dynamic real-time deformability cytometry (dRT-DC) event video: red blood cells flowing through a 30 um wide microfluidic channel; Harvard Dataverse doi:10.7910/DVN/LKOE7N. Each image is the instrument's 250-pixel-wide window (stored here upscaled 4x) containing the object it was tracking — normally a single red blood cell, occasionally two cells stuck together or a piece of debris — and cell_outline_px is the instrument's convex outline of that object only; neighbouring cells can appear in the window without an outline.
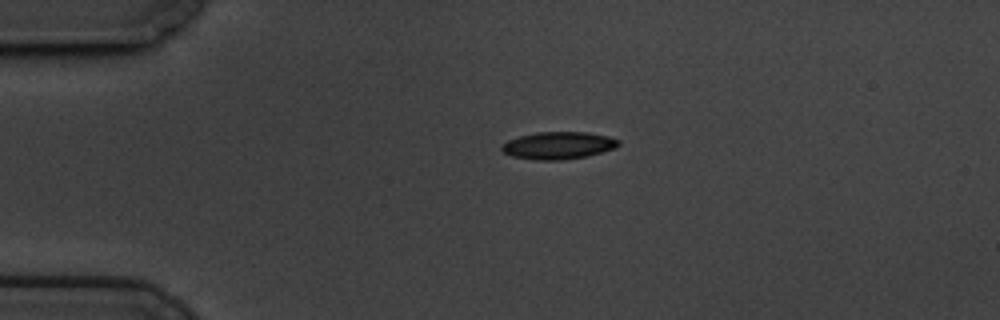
{"species": "common noctule bat (a hibernating species)", "species_latin": "Nyctalus noctula", "temperature_condition": "cold", "stored_images_in_passage": 47, "camera_frame_rate_fps": 3000, "um_per_image_px": 0.085, "animal": {"sex": "male", "body_mass_g": 19.5, "forearm_length_mm": 54.6}, "frame": {"image": 1, "passage_image": 1, "time_ms": 0.0, "image_size_px": [1000, 320], "cell_outline_px": [[620, 144], [612, 148], [588, 156], [560, 160], [536, 160], [512, 156], [504, 152], [500, 148], [508, 140], [520, 136], [536, 132], [588, 132], [608, 136], [620, 140]], "centroid_in_image_um": [47.46, 12.36], "position_along_channel_um": 37.5, "area_um2": 18.44}}
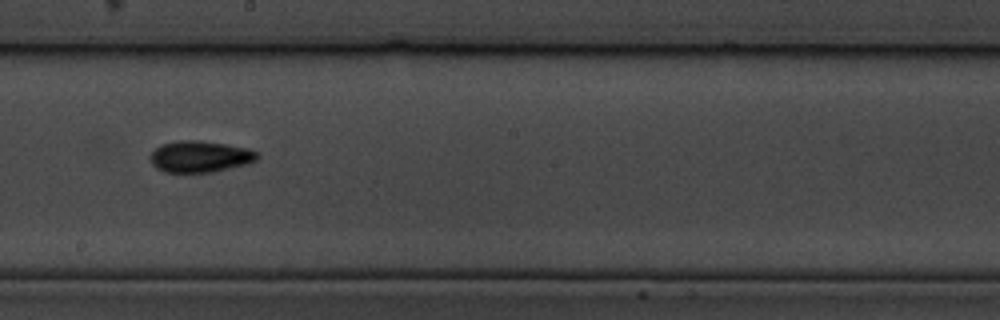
{"frame": {"image": 2, "passage_image": 21, "time_ms": 6.667, "image_size_px": [1000, 320], "cell_outline_px": [[260, 156], [256, 160], [248, 164], [212, 172], [164, 172], [156, 168], [152, 164], [148, 156], [160, 144], [180, 140], [200, 140], [228, 144], [248, 148], [260, 152]], "centroid_in_image_um": [17.02, 13.3], "position_along_channel_um": 231.2, "area_um2": 19.94}}
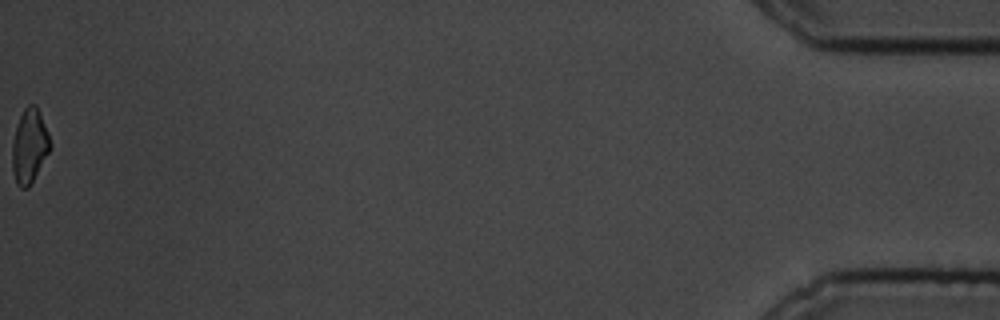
{"frame": {"image": 3, "passage_image": 47, "time_ms": 15.333, "image_size_px": [1000, 320], "cell_outline_px": [[52, 144], [48, 152], [28, 188], [20, 188], [16, 184], [12, 172], [12, 140], [16, 124], [24, 108], [28, 104], [36, 104], [40, 112], [48, 132]], "centroid_in_image_um": [2.48, 12.38], "position_along_channel_um": 432.7, "area_um2": 16.47}, "authors_computed_cell_mechanics": {"area_um2": 18.2648, "velocity_mm_per_s": 3.4334, "shape_relaxation_time_tau1_ms": 3.6615, "shape_relaxation_time_tau2_ms": 7.478, "deformation_change_tau1": 0.1298, "deformation_change_tau2": 0.1042}}